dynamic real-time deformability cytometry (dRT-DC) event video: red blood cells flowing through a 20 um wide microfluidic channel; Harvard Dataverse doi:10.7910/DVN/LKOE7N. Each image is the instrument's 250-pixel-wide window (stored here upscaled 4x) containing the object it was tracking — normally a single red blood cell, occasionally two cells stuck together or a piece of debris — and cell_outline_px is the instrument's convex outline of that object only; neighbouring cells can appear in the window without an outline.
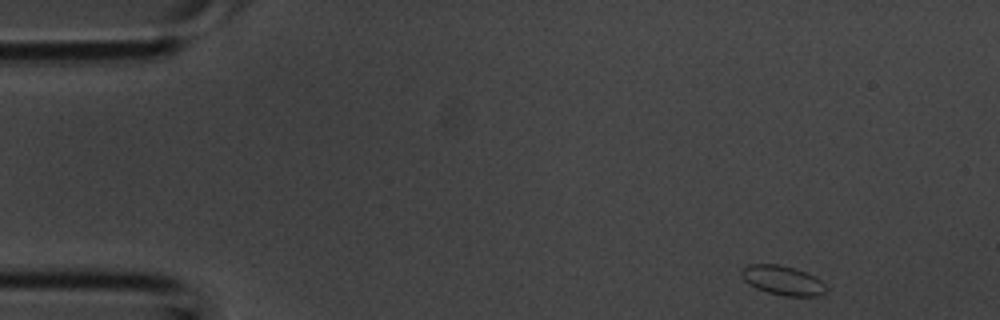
{"species": "common noctule bat (a hibernating species)", "species_latin": "Nyctalus noctula", "temperature_condition": "room temperature", "stored_images_in_passage": 4, "segment_of_instrument_passage": [1, 2], "camera_frame_rate_fps": 3000, "um_per_image_px": 0.085, "animal": {"sex": "male", "body_mass_g": 20.1, "forearm_length_mm": 53.5}, "frame": {"image": 1, "passage_image": 1, "time_ms": 0.0, "image_size_px": [1000, 320], "cell_outline_px": [[828, 288], [824, 292], [816, 296], [784, 296], [768, 292], [756, 288], [748, 284], [744, 280], [740, 272], [748, 264], [780, 264], [796, 268], [816, 276]], "centroid_in_image_um": [66.53, 23.82], "position_along_channel_um": 18.5, "area_um2": 14.57}}